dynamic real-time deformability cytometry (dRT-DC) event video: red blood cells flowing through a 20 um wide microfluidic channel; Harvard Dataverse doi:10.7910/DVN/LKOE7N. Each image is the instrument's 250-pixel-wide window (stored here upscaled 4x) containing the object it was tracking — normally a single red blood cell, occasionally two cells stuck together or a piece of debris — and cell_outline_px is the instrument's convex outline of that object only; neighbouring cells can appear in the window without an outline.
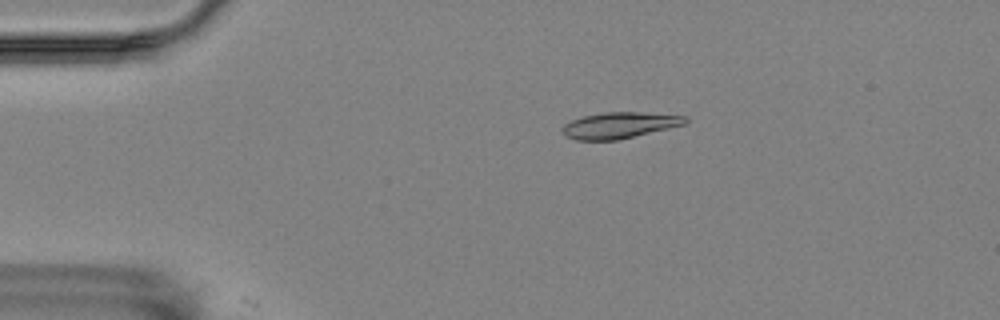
{"species": "Egyptian fruit bat (a non-hibernating species)", "species_latin": "Rousettus aegyptiacus", "temperature_condition": "room temperature", "stored_images_in_passage": 5, "camera_frame_rate_fps": 3000, "um_per_image_px": 0.085, "animal": {"sex": "female"}, "frame": {"image": 1, "passage_image": 4, "time_ms": 1.0, "image_size_px": [1000, 320], "cell_outline_px": [[688, 120], [684, 124], [668, 128], [616, 140], [576, 140], [564, 136], [560, 128], [564, 124], [572, 120], [584, 116], [604, 112], [640, 112], [688, 116]], "centroid_in_image_um": [52.61, 10.64], "position_along_channel_um": 32.4, "area_um2": 18.61}}